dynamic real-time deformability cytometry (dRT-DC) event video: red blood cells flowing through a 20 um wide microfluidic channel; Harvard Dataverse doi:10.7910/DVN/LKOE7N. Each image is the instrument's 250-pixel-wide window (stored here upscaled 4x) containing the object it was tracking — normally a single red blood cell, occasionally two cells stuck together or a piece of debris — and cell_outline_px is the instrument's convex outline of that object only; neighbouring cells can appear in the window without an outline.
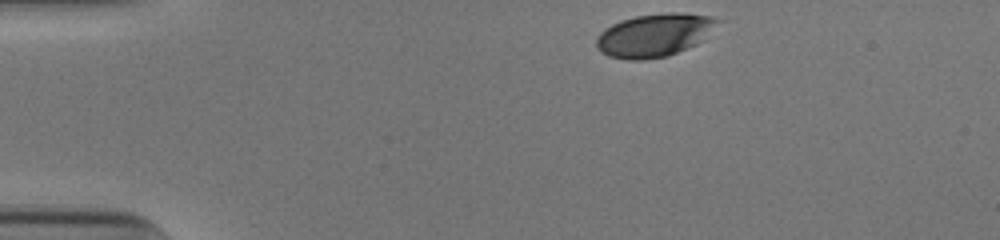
{"species": "human", "species_latin": "Homo sapiens", "temperature_condition": "cold", "stored_images_in_passage": 35, "camera_frame_rate_fps": 3000, "um_per_image_px": 0.085, "donor": {"sex": "male"}, "frame": {"image": 1, "passage_image": 1, "time_ms": 0.0, "image_size_px": [1000, 240], "cell_outline_px": [[720, 20], [696, 44], [668, 56], [644, 60], [628, 60], [608, 56], [600, 52], [596, 48], [596, 36], [604, 28], [620, 20], [636, 16], [672, 12], [676, 12], [708, 16]], "centroid_in_image_um": [55.52, 3.0], "position_along_channel_um": 29.5, "area_um2": 30.11}}
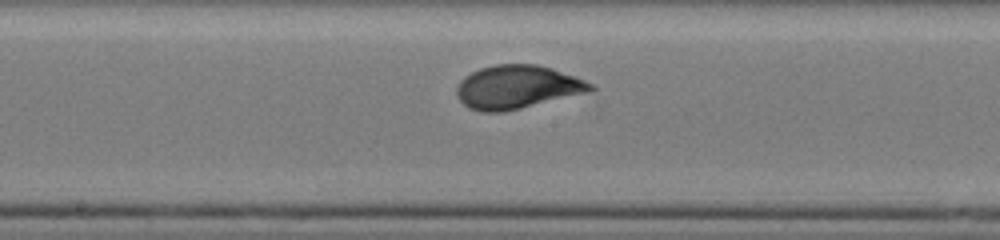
{"frame": {"image": 2, "passage_image": 20, "time_ms": 6.333, "image_size_px": [1000, 240], "cell_outline_px": [[596, 88], [592, 92], [504, 112], [480, 112], [468, 108], [460, 100], [456, 92], [456, 88], [460, 80], [464, 76], [480, 68], [496, 64], [536, 64], [552, 68], [584, 80], [592, 84]], "centroid_in_image_um": [43.97, 7.41], "position_along_channel_um": 204.2, "area_um2": 34.1}}
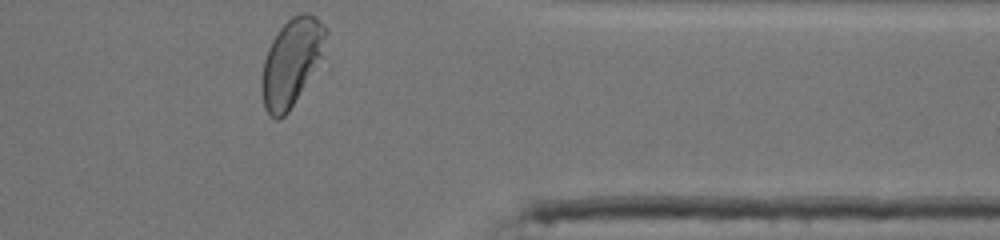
{"frame": {"image": 3, "passage_image": 35, "time_ms": 11.333, "image_size_px": [1000, 240], "cell_outline_px": [[328, 32], [324, 60], [288, 112], [280, 120], [276, 120], [264, 108], [260, 88], [260, 80], [264, 60], [268, 48], [272, 40], [280, 28], [292, 16], [300, 12], [308, 12], [316, 16], [328, 28]], "centroid_in_image_um": [24.82, 5.28], "position_along_channel_um": 386.6, "area_um2": 33.64}, "authors_computed_cell_mechanics": {"area_um2": 33.235, "velocity_mm_per_s": 3.8823, "shape_relaxation_time_tau1_ms": 3.259, "shape_relaxation_time_tau2_ms": null, "deformation_change_tau1": 0.1617, "deformation_change_tau2": null}}